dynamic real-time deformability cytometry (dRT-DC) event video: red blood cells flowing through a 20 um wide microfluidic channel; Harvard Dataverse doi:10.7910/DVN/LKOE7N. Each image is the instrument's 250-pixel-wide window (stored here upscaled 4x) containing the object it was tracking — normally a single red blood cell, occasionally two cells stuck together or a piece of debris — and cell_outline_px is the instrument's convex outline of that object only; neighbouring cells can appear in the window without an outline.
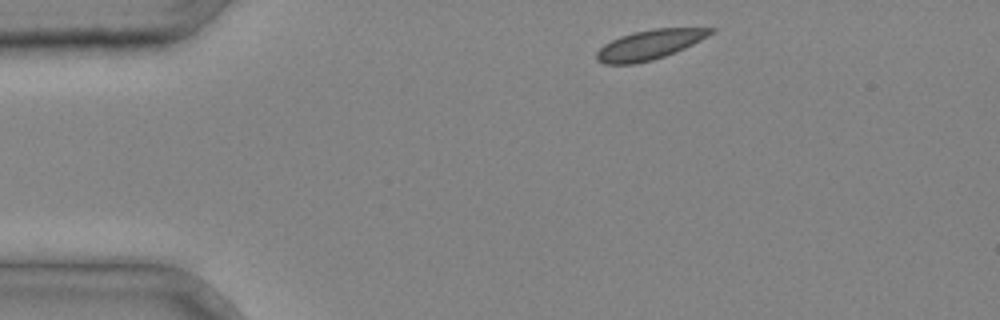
{"species": "common noctule bat (a hibernating species)", "species_latin": "Nyctalus noctula", "temperature_condition": "cold", "stored_images_in_passage": 2, "camera_frame_rate_fps": 3000, "um_per_image_px": 0.085, "animal": {"sex": "male", "body_mass_g": 20.4}, "frame": {"image": 1, "passage_image": 1, "time_ms": 0.0, "image_size_px": [1000, 320], "cell_outline_px": [[716, 28], [712, 32], [700, 40], [684, 48], [664, 56], [652, 60], [636, 64], [604, 64], [596, 60], [596, 52], [604, 44], [620, 36], [632, 32], [652, 28]], "centroid_in_image_um": [55.15, 3.8], "position_along_channel_um": 29.9, "area_um2": 19.54}}